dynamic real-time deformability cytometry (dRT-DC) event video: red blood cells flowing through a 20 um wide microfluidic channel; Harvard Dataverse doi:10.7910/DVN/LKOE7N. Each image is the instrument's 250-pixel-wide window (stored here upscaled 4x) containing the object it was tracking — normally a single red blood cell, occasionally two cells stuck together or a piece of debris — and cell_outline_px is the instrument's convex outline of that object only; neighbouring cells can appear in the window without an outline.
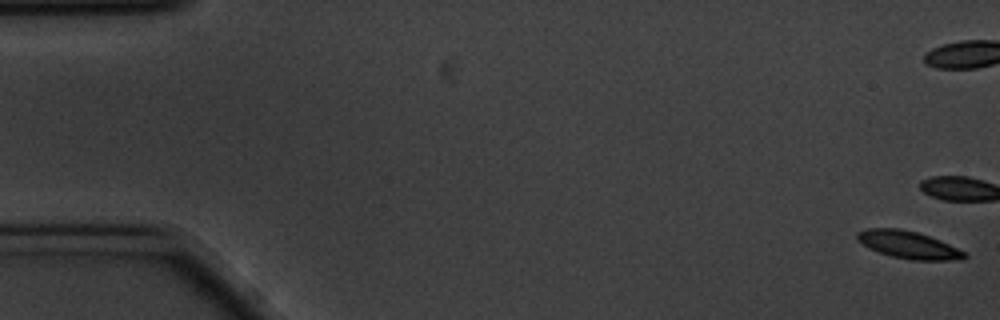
{"species": "common noctule bat (a hibernating species)", "species_latin": "Nyctalus noctula", "temperature_condition": "cold", "stored_images_in_passage": 18, "camera_frame_rate_fps": 3000, "um_per_image_px": 0.085, "animal": {"sex": "male", "body_mass_g": 20.1, "forearm_length_mm": 53.5}, "frame": {"image": 1, "passage_image": 1, "time_ms": 0.0, "image_size_px": [1000, 320], "cell_outline_px": [[968, 256], [964, 260], [912, 260], [892, 256], [868, 248], [856, 240], [856, 232], [868, 228], [900, 228], [916, 232], [940, 240], [964, 252]], "centroid_in_image_um": [77.19, 20.8], "position_along_channel_um": 7.8, "area_um2": 17.11}}